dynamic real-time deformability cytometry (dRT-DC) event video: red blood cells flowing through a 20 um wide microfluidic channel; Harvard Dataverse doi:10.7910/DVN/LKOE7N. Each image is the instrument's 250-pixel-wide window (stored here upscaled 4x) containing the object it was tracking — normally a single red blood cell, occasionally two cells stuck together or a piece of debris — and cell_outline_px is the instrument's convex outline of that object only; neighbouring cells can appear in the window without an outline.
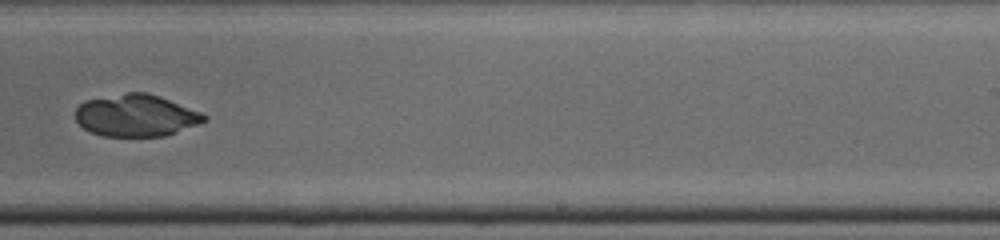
{"species": "common noctule bat (a hibernating species)", "species_latin": "Nyctalus noctula", "temperature_condition": "cold", "stored_images_in_passage": 38, "camera_frame_rate_fps": 3000, "um_per_image_px": 0.085, "animal": {"sex": "male", "body_mass_g": 19.0, "forearm_length_mm": 50.8}, "frame": {"image": 1, "passage_image": 22, "time_ms": 7.0, "image_size_px": [1000, 240], "cell_outline_px": [[208, 120], [200, 124], [164, 136], [100, 136], [84, 128], [76, 120], [76, 108], [84, 100], [128, 92], [144, 92], [160, 96], [200, 112], [208, 116]], "centroid_in_image_um": [11.57, 9.82], "position_along_channel_um": 277.4, "area_um2": 31.5}}
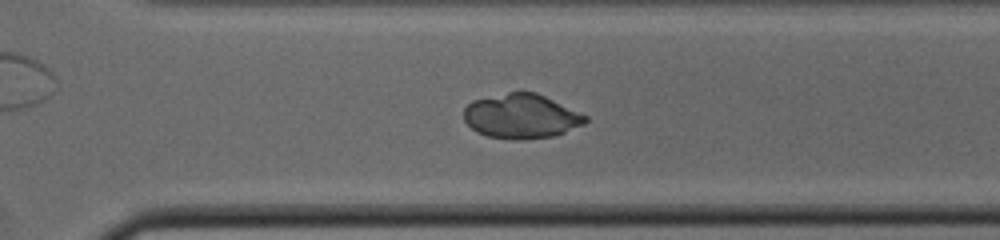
{"frame": {"image": 2, "passage_image": 25, "time_ms": 8.0, "image_size_px": [1000, 240], "cell_outline_px": [[588, 120], [584, 124], [564, 132], [552, 136], [524, 140], [516, 140], [488, 136], [476, 132], [464, 120], [464, 108], [472, 100], [508, 92], [536, 92], [588, 116]], "centroid_in_image_um": [44.3, 9.88], "position_along_channel_um": 326.3, "area_um2": 31.44}}